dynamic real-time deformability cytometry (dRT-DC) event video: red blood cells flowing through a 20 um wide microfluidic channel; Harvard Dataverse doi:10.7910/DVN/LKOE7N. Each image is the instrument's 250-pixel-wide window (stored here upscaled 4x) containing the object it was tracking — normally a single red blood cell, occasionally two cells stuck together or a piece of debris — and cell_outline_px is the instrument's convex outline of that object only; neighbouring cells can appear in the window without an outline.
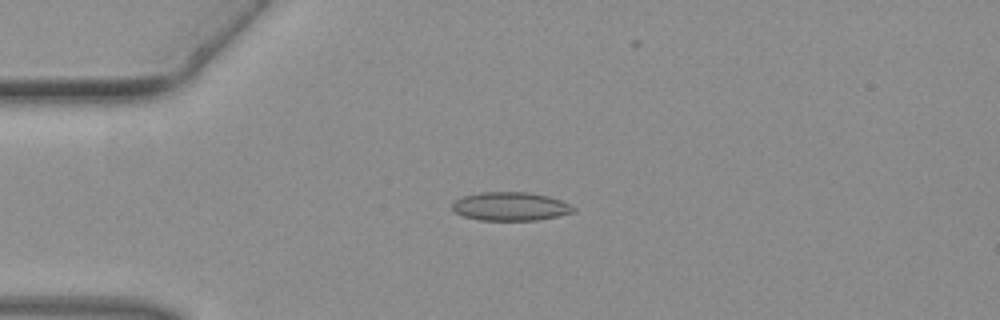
{"species": "common noctule bat (a hibernating species)", "species_latin": "Nyctalus noctula", "temperature_condition": "warm", "stored_images_in_passage": 39, "camera_frame_rate_fps": 3000, "um_per_image_px": 0.085, "animal": {"sex": "female", "body_mass_g": 19.3, "forearm_length_mm": 54.1}, "frame": {"image": 1, "passage_image": 1, "time_ms": 0.0, "image_size_px": [1000, 320], "cell_outline_px": [[576, 212], [536, 220], [480, 220], [464, 216], [456, 212], [452, 208], [452, 204], [456, 200], [464, 196], [480, 192], [528, 192], [548, 196], [560, 200], [576, 208]], "centroid_in_image_um": [43.4, 17.54], "position_along_channel_um": 41.6, "area_um2": 20.0}}
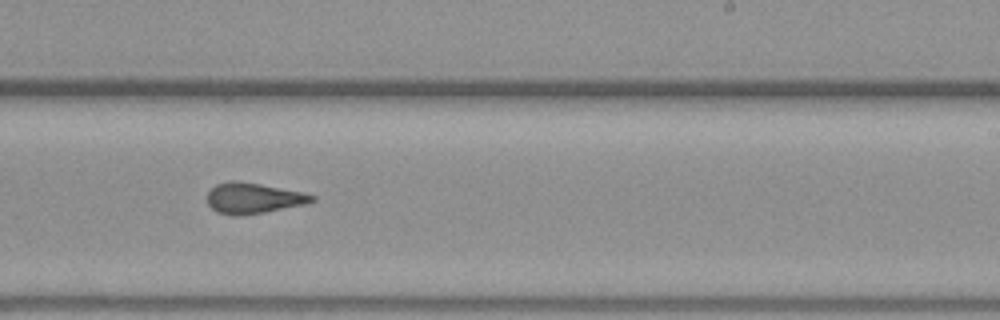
{"frame": {"image": 2, "passage_image": 19, "time_ms": 6.0, "image_size_px": [1000, 320], "cell_outline_px": [[316, 200], [304, 204], [264, 212], [240, 216], [232, 216], [216, 212], [208, 204], [208, 192], [216, 184], [228, 180], [240, 180], [304, 192], [316, 196]], "centroid_in_image_um": [21.52, 16.83], "position_along_channel_um": 267.5, "area_um2": 18.9}}
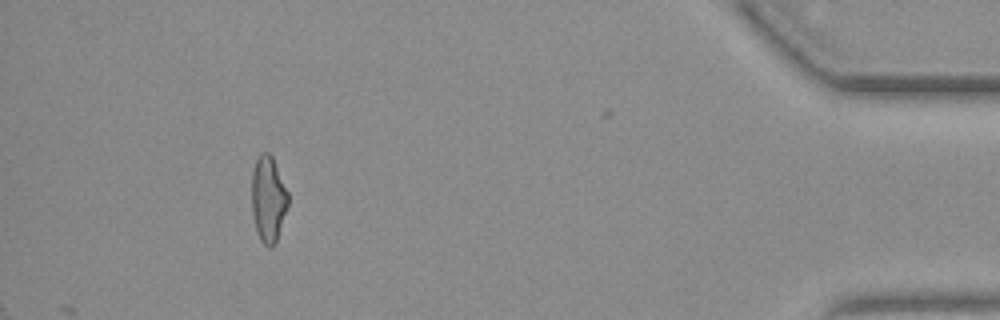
{"frame": {"image": 3, "passage_image": 34, "time_ms": 11.0, "image_size_px": [1000, 320], "cell_outline_px": [[288, 204], [276, 240], [272, 248], [268, 248], [260, 240], [256, 232], [252, 216], [252, 172], [256, 160], [264, 152], [268, 152], [272, 156], [288, 192]], "centroid_in_image_um": [22.78, 16.95], "position_along_channel_um": 412.4, "area_um2": 18.09}}